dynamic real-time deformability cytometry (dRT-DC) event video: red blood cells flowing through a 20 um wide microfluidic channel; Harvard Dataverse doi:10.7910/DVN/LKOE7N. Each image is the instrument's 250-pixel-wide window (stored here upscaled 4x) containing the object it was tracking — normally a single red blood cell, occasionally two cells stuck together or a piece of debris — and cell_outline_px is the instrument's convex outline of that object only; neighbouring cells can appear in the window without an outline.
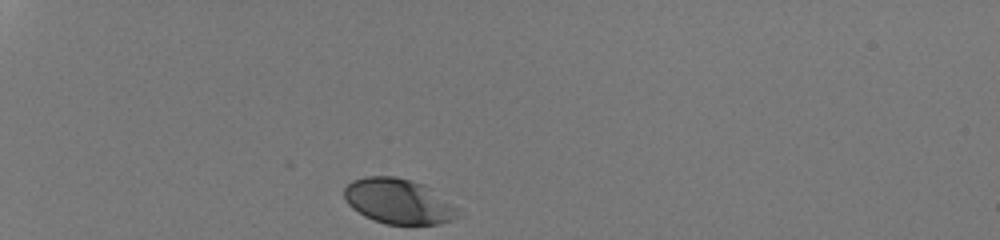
{"species": "human", "species_latin": "Homo sapiens", "temperature_condition": "room temperature", "stored_images_in_passage": 30, "camera_frame_rate_fps": 3000, "um_per_image_px": 0.085, "donor": {"sex": "male"}, "frame": {"image": 1, "passage_image": 1, "time_ms": 0.0, "image_size_px": [1000, 240], "cell_outline_px": [[460, 208], [456, 216], [452, 220], [436, 224], [388, 224], [364, 216], [352, 208], [344, 200], [344, 188], [352, 180], [364, 176], [396, 176], [412, 180], [424, 184]], "centroid_in_image_um": [33.85, 17.09], "position_along_channel_um": 51.1, "area_um2": 30.0}}
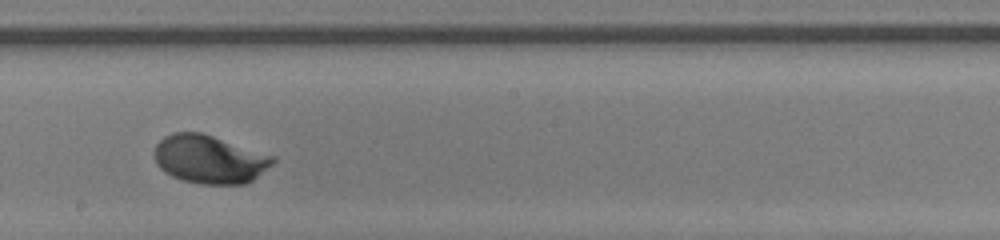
{"frame": {"image": 2, "passage_image": 18, "time_ms": 5.667, "image_size_px": [1000, 240], "cell_outline_px": [[276, 160], [272, 164], [248, 184], [200, 184], [184, 180], [172, 176], [164, 172], [156, 164], [156, 144], [164, 136], [172, 132], [200, 132], [276, 156]], "centroid_in_image_um": [17.82, 13.54], "position_along_channel_um": 230.4, "area_um2": 33.29}}
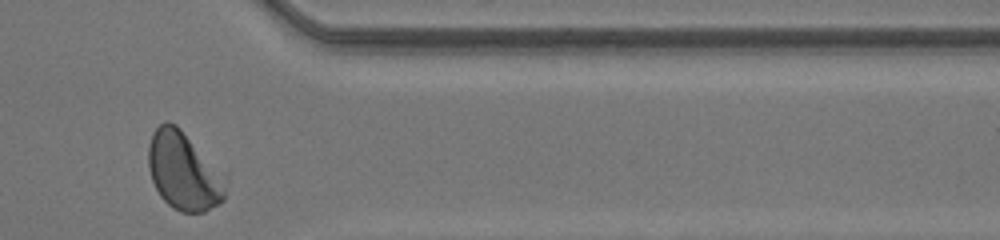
{"frame": {"image": 3, "passage_image": 30, "time_ms": 9.667, "image_size_px": [1000, 240], "cell_outline_px": [[224, 200], [220, 204], [204, 212], [180, 212], [172, 208], [160, 196], [152, 180], [148, 168], [148, 144], [152, 132], [164, 120], [168, 120], [176, 124], [180, 128], [220, 184], [224, 192]], "centroid_in_image_um": [15.41, 14.59], "position_along_channel_um": 396.0, "area_um2": 32.6}, "authors_computed_cell_mechanics": {"area_um2": 32.7726, "velocity_mm_per_s": 4.2189, "shape_relaxation_time_tau1_ms": 1.7286, "shape_relaxation_time_tau2_ms": null, "deformation_change_tau1": 0.1171, "deformation_change_tau2": null}}